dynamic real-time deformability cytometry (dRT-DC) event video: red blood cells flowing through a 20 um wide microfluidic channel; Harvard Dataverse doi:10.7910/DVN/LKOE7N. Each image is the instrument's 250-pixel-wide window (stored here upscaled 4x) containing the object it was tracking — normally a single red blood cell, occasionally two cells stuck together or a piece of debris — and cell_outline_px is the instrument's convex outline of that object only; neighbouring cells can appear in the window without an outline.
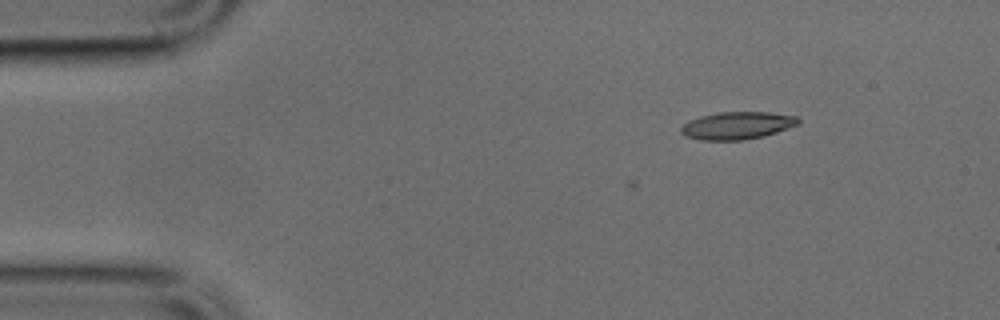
{"species": "common noctule bat (a hibernating species)", "species_latin": "Nyctalus noctula", "temperature_condition": "cold", "stored_images_in_passage": 3, "camera_frame_rate_fps": 3000, "um_per_image_px": 0.085, "animal": {"sex": "male", "body_mass_g": 17.9, "forearm_length_mm": 54.2}, "frame": {"image": 1, "passage_image": 3, "time_ms": 0.667, "image_size_px": [1000, 320], "cell_outline_px": [[800, 124], [764, 136], [744, 140], [700, 140], [684, 136], [680, 132], [680, 128], [688, 120], [700, 116], [720, 112], [768, 112], [796, 116], [800, 120]], "centroid_in_image_um": [62.64, 10.67], "position_along_channel_um": 22.4, "area_um2": 18.9}}